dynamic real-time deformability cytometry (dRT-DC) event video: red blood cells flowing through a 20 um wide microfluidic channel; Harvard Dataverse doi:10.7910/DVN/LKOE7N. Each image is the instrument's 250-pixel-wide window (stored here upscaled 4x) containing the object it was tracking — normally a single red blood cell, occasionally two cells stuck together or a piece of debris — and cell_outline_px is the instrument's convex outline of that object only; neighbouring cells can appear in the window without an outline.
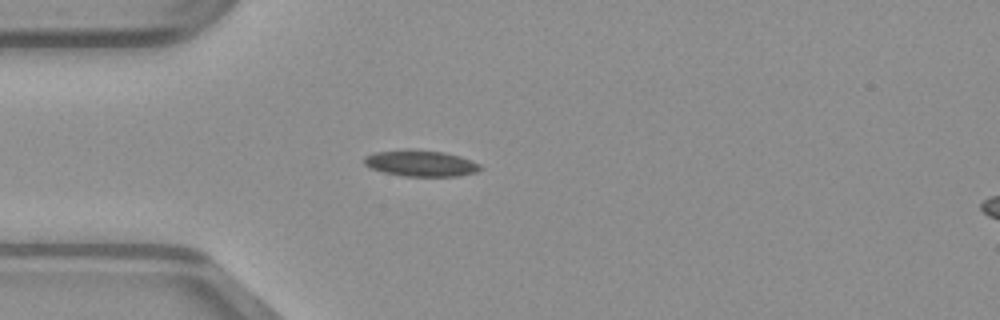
{"species": "common noctule bat (a hibernating species)", "species_latin": "Nyctalus noctula", "temperature_condition": "warm", "stored_images_in_passage": 34, "camera_frame_rate_fps": 3000, "um_per_image_px": 0.085, "animal": {"sex": "male", "body_mass_g": 23.1, "forearm_length_mm": 52.7}, "frame": {"image": 1, "passage_image": 1, "time_ms": 0.0, "image_size_px": [1000, 320], "cell_outline_px": [[484, 168], [476, 172], [460, 176], [404, 176], [384, 172], [368, 168], [364, 164], [364, 156], [372, 152], [408, 148], [412, 148], [444, 152], [460, 156], [472, 160], [480, 164]], "centroid_in_image_um": [35.74, 13.86], "position_along_channel_um": 49.3, "area_um2": 18.21}}
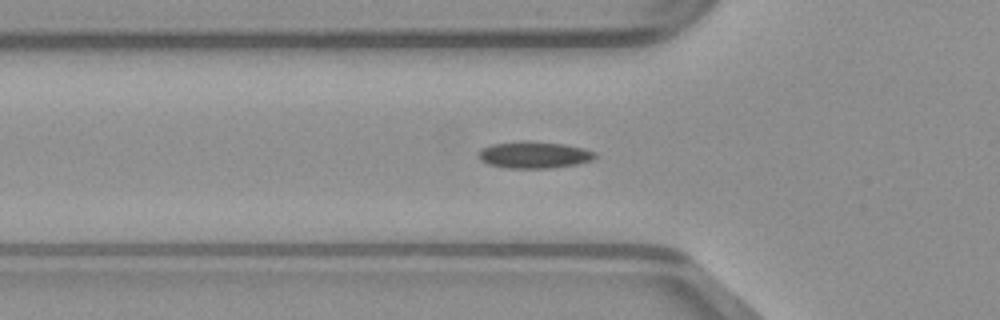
{"frame": {"image": 2, "passage_image": 4, "time_ms": 1.0, "image_size_px": [1000, 320], "cell_outline_px": [[596, 156], [592, 160], [576, 164], [552, 168], [508, 168], [488, 164], [480, 160], [476, 156], [476, 152], [480, 148], [492, 144], [524, 140], [564, 144], [584, 148], [596, 152]], "centroid_in_image_um": [45.35, 13.15], "position_along_channel_um": 80.5, "area_um2": 18.44}}
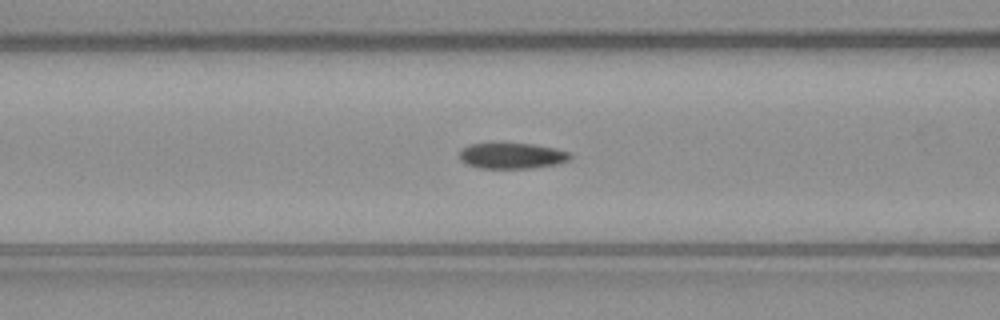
{"frame": {"image": 3, "passage_image": 7, "time_ms": 2.0, "image_size_px": [1000, 320], "cell_outline_px": [[572, 160], [560, 164], [532, 168], [480, 168], [468, 164], [460, 160], [460, 148], [468, 144], [492, 140], [504, 140], [532, 144], [556, 148], [572, 152]], "centroid_in_image_um": [43.52, 13.18], "position_along_channel_um": 123.1, "area_um2": 17.92}}